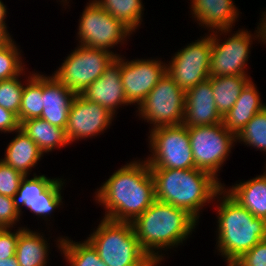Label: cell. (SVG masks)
<instances>
[{"label": "cell", "mask_w": 266, "mask_h": 266, "mask_svg": "<svg viewBox=\"0 0 266 266\" xmlns=\"http://www.w3.org/2000/svg\"><path fill=\"white\" fill-rule=\"evenodd\" d=\"M80 95L107 108L113 114H116L119 106L130 105L121 82L120 55Z\"/></svg>", "instance_id": "cell-15"}, {"label": "cell", "mask_w": 266, "mask_h": 266, "mask_svg": "<svg viewBox=\"0 0 266 266\" xmlns=\"http://www.w3.org/2000/svg\"><path fill=\"white\" fill-rule=\"evenodd\" d=\"M26 85L23 88L21 106L17 119L21 124L23 121L40 118L43 110V75L33 73L28 76Z\"/></svg>", "instance_id": "cell-25"}, {"label": "cell", "mask_w": 266, "mask_h": 266, "mask_svg": "<svg viewBox=\"0 0 266 266\" xmlns=\"http://www.w3.org/2000/svg\"><path fill=\"white\" fill-rule=\"evenodd\" d=\"M20 128V123L17 116L11 111L0 106V131L2 132H15Z\"/></svg>", "instance_id": "cell-37"}, {"label": "cell", "mask_w": 266, "mask_h": 266, "mask_svg": "<svg viewBox=\"0 0 266 266\" xmlns=\"http://www.w3.org/2000/svg\"><path fill=\"white\" fill-rule=\"evenodd\" d=\"M25 176L0 159V194L14 197Z\"/></svg>", "instance_id": "cell-33"}, {"label": "cell", "mask_w": 266, "mask_h": 266, "mask_svg": "<svg viewBox=\"0 0 266 266\" xmlns=\"http://www.w3.org/2000/svg\"><path fill=\"white\" fill-rule=\"evenodd\" d=\"M225 191L252 215L266 220V170L263 175L235 184Z\"/></svg>", "instance_id": "cell-21"}, {"label": "cell", "mask_w": 266, "mask_h": 266, "mask_svg": "<svg viewBox=\"0 0 266 266\" xmlns=\"http://www.w3.org/2000/svg\"><path fill=\"white\" fill-rule=\"evenodd\" d=\"M219 191L217 201V248L230 266L242 254L266 239V220L252 215L226 191ZM223 194V195H222ZM223 196V197H221Z\"/></svg>", "instance_id": "cell-4"}, {"label": "cell", "mask_w": 266, "mask_h": 266, "mask_svg": "<svg viewBox=\"0 0 266 266\" xmlns=\"http://www.w3.org/2000/svg\"><path fill=\"white\" fill-rule=\"evenodd\" d=\"M150 172L155 199L186 210L197 221L201 208L218 199L223 188L210 173L196 168L150 169Z\"/></svg>", "instance_id": "cell-3"}, {"label": "cell", "mask_w": 266, "mask_h": 266, "mask_svg": "<svg viewBox=\"0 0 266 266\" xmlns=\"http://www.w3.org/2000/svg\"><path fill=\"white\" fill-rule=\"evenodd\" d=\"M248 76L209 77L218 112L224 116L235 104L241 90L251 80Z\"/></svg>", "instance_id": "cell-24"}, {"label": "cell", "mask_w": 266, "mask_h": 266, "mask_svg": "<svg viewBox=\"0 0 266 266\" xmlns=\"http://www.w3.org/2000/svg\"><path fill=\"white\" fill-rule=\"evenodd\" d=\"M20 56L14 41L0 49V81L23 75L25 66Z\"/></svg>", "instance_id": "cell-31"}, {"label": "cell", "mask_w": 266, "mask_h": 266, "mask_svg": "<svg viewBox=\"0 0 266 266\" xmlns=\"http://www.w3.org/2000/svg\"><path fill=\"white\" fill-rule=\"evenodd\" d=\"M57 241L58 248L70 266H107L88 240L81 243V241L73 242L68 237L65 239L61 237Z\"/></svg>", "instance_id": "cell-26"}, {"label": "cell", "mask_w": 266, "mask_h": 266, "mask_svg": "<svg viewBox=\"0 0 266 266\" xmlns=\"http://www.w3.org/2000/svg\"><path fill=\"white\" fill-rule=\"evenodd\" d=\"M112 51L79 45L53 74L75 94H81L117 57Z\"/></svg>", "instance_id": "cell-7"}, {"label": "cell", "mask_w": 266, "mask_h": 266, "mask_svg": "<svg viewBox=\"0 0 266 266\" xmlns=\"http://www.w3.org/2000/svg\"><path fill=\"white\" fill-rule=\"evenodd\" d=\"M22 129L43 153L70 145L65 129L54 126L42 118H32L20 124Z\"/></svg>", "instance_id": "cell-23"}, {"label": "cell", "mask_w": 266, "mask_h": 266, "mask_svg": "<svg viewBox=\"0 0 266 266\" xmlns=\"http://www.w3.org/2000/svg\"><path fill=\"white\" fill-rule=\"evenodd\" d=\"M120 68L127 101L138 106L166 73V63L158 59L124 61L120 56Z\"/></svg>", "instance_id": "cell-13"}, {"label": "cell", "mask_w": 266, "mask_h": 266, "mask_svg": "<svg viewBox=\"0 0 266 266\" xmlns=\"http://www.w3.org/2000/svg\"><path fill=\"white\" fill-rule=\"evenodd\" d=\"M186 92L167 74L159 80L144 101L137 107L139 116L152 129L183 124Z\"/></svg>", "instance_id": "cell-8"}, {"label": "cell", "mask_w": 266, "mask_h": 266, "mask_svg": "<svg viewBox=\"0 0 266 266\" xmlns=\"http://www.w3.org/2000/svg\"><path fill=\"white\" fill-rule=\"evenodd\" d=\"M148 138L152 154L146 162L150 169L195 168L188 127H158L151 129Z\"/></svg>", "instance_id": "cell-6"}, {"label": "cell", "mask_w": 266, "mask_h": 266, "mask_svg": "<svg viewBox=\"0 0 266 266\" xmlns=\"http://www.w3.org/2000/svg\"><path fill=\"white\" fill-rule=\"evenodd\" d=\"M20 216L14 206L13 198L0 194V228L11 227L12 230V227L19 221Z\"/></svg>", "instance_id": "cell-35"}, {"label": "cell", "mask_w": 266, "mask_h": 266, "mask_svg": "<svg viewBox=\"0 0 266 266\" xmlns=\"http://www.w3.org/2000/svg\"><path fill=\"white\" fill-rule=\"evenodd\" d=\"M76 94L64 86L53 74L43 75L42 119L66 129L72 100Z\"/></svg>", "instance_id": "cell-17"}, {"label": "cell", "mask_w": 266, "mask_h": 266, "mask_svg": "<svg viewBox=\"0 0 266 266\" xmlns=\"http://www.w3.org/2000/svg\"><path fill=\"white\" fill-rule=\"evenodd\" d=\"M0 266H19L16 256L7 258V259H0Z\"/></svg>", "instance_id": "cell-40"}, {"label": "cell", "mask_w": 266, "mask_h": 266, "mask_svg": "<svg viewBox=\"0 0 266 266\" xmlns=\"http://www.w3.org/2000/svg\"><path fill=\"white\" fill-rule=\"evenodd\" d=\"M191 3L192 16L194 14L199 26L205 25L211 32H231L239 15L232 0H192Z\"/></svg>", "instance_id": "cell-18"}, {"label": "cell", "mask_w": 266, "mask_h": 266, "mask_svg": "<svg viewBox=\"0 0 266 266\" xmlns=\"http://www.w3.org/2000/svg\"><path fill=\"white\" fill-rule=\"evenodd\" d=\"M188 133L195 168L210 173L218 180L217 173L228 158L233 143H236V135L228 131L223 123L188 127Z\"/></svg>", "instance_id": "cell-9"}, {"label": "cell", "mask_w": 266, "mask_h": 266, "mask_svg": "<svg viewBox=\"0 0 266 266\" xmlns=\"http://www.w3.org/2000/svg\"><path fill=\"white\" fill-rule=\"evenodd\" d=\"M100 222L87 240L107 266H158L140 247L132 222Z\"/></svg>", "instance_id": "cell-5"}, {"label": "cell", "mask_w": 266, "mask_h": 266, "mask_svg": "<svg viewBox=\"0 0 266 266\" xmlns=\"http://www.w3.org/2000/svg\"><path fill=\"white\" fill-rule=\"evenodd\" d=\"M19 76L0 81V106L11 111L16 116L21 106L24 84Z\"/></svg>", "instance_id": "cell-32"}, {"label": "cell", "mask_w": 266, "mask_h": 266, "mask_svg": "<svg viewBox=\"0 0 266 266\" xmlns=\"http://www.w3.org/2000/svg\"><path fill=\"white\" fill-rule=\"evenodd\" d=\"M19 229L12 232L10 228H0V259L15 256Z\"/></svg>", "instance_id": "cell-36"}, {"label": "cell", "mask_w": 266, "mask_h": 266, "mask_svg": "<svg viewBox=\"0 0 266 266\" xmlns=\"http://www.w3.org/2000/svg\"><path fill=\"white\" fill-rule=\"evenodd\" d=\"M19 228L15 256L19 266H46L48 259V242L38 232L28 228ZM47 242V243H46Z\"/></svg>", "instance_id": "cell-22"}, {"label": "cell", "mask_w": 266, "mask_h": 266, "mask_svg": "<svg viewBox=\"0 0 266 266\" xmlns=\"http://www.w3.org/2000/svg\"><path fill=\"white\" fill-rule=\"evenodd\" d=\"M104 11L121 21L132 32L141 25L143 4L141 0H94Z\"/></svg>", "instance_id": "cell-27"}, {"label": "cell", "mask_w": 266, "mask_h": 266, "mask_svg": "<svg viewBox=\"0 0 266 266\" xmlns=\"http://www.w3.org/2000/svg\"><path fill=\"white\" fill-rule=\"evenodd\" d=\"M63 179H56L38 198L24 202V206L28 208L36 216L46 217L50 215L62 202L61 189Z\"/></svg>", "instance_id": "cell-28"}, {"label": "cell", "mask_w": 266, "mask_h": 266, "mask_svg": "<svg viewBox=\"0 0 266 266\" xmlns=\"http://www.w3.org/2000/svg\"><path fill=\"white\" fill-rule=\"evenodd\" d=\"M197 222L186 210L155 200L132 224L140 247L158 265L163 260L159 251L183 244Z\"/></svg>", "instance_id": "cell-2"}, {"label": "cell", "mask_w": 266, "mask_h": 266, "mask_svg": "<svg viewBox=\"0 0 266 266\" xmlns=\"http://www.w3.org/2000/svg\"><path fill=\"white\" fill-rule=\"evenodd\" d=\"M15 132L17 135L8 144L5 157L1 160L24 176H28L44 153L22 129L19 128Z\"/></svg>", "instance_id": "cell-20"}, {"label": "cell", "mask_w": 266, "mask_h": 266, "mask_svg": "<svg viewBox=\"0 0 266 266\" xmlns=\"http://www.w3.org/2000/svg\"><path fill=\"white\" fill-rule=\"evenodd\" d=\"M230 266H266V239L242 254Z\"/></svg>", "instance_id": "cell-34"}, {"label": "cell", "mask_w": 266, "mask_h": 266, "mask_svg": "<svg viewBox=\"0 0 266 266\" xmlns=\"http://www.w3.org/2000/svg\"><path fill=\"white\" fill-rule=\"evenodd\" d=\"M238 141L266 152V107L257 112L236 135Z\"/></svg>", "instance_id": "cell-29"}, {"label": "cell", "mask_w": 266, "mask_h": 266, "mask_svg": "<svg viewBox=\"0 0 266 266\" xmlns=\"http://www.w3.org/2000/svg\"><path fill=\"white\" fill-rule=\"evenodd\" d=\"M209 79L198 83L186 92L183 125L186 127L209 126L222 123Z\"/></svg>", "instance_id": "cell-16"}, {"label": "cell", "mask_w": 266, "mask_h": 266, "mask_svg": "<svg viewBox=\"0 0 266 266\" xmlns=\"http://www.w3.org/2000/svg\"><path fill=\"white\" fill-rule=\"evenodd\" d=\"M218 32L214 31L211 36V61L210 77L221 76H248L245 70L250 54L252 35L246 30H238L226 41L218 39ZM245 69V70H244Z\"/></svg>", "instance_id": "cell-12"}, {"label": "cell", "mask_w": 266, "mask_h": 266, "mask_svg": "<svg viewBox=\"0 0 266 266\" xmlns=\"http://www.w3.org/2000/svg\"><path fill=\"white\" fill-rule=\"evenodd\" d=\"M7 15L6 5L0 0V26H6L5 19Z\"/></svg>", "instance_id": "cell-41"}, {"label": "cell", "mask_w": 266, "mask_h": 266, "mask_svg": "<svg viewBox=\"0 0 266 266\" xmlns=\"http://www.w3.org/2000/svg\"><path fill=\"white\" fill-rule=\"evenodd\" d=\"M211 53V36L201 37L174 54L169 64H166V73L187 92L209 79Z\"/></svg>", "instance_id": "cell-11"}, {"label": "cell", "mask_w": 266, "mask_h": 266, "mask_svg": "<svg viewBox=\"0 0 266 266\" xmlns=\"http://www.w3.org/2000/svg\"><path fill=\"white\" fill-rule=\"evenodd\" d=\"M87 4L79 20V45L111 51L110 48L122 44L132 34L127 26L94 0Z\"/></svg>", "instance_id": "cell-10"}, {"label": "cell", "mask_w": 266, "mask_h": 266, "mask_svg": "<svg viewBox=\"0 0 266 266\" xmlns=\"http://www.w3.org/2000/svg\"><path fill=\"white\" fill-rule=\"evenodd\" d=\"M25 176L20 183L17 193L14 195V206L21 215V206H24V202L28 200H35L38 198L55 180L56 178H48L45 175L36 176L31 179H27Z\"/></svg>", "instance_id": "cell-30"}, {"label": "cell", "mask_w": 266, "mask_h": 266, "mask_svg": "<svg viewBox=\"0 0 266 266\" xmlns=\"http://www.w3.org/2000/svg\"><path fill=\"white\" fill-rule=\"evenodd\" d=\"M261 23H259L257 30H256V36L255 38H258L262 40V42L266 43V12H263V16L261 18ZM258 33V34H257Z\"/></svg>", "instance_id": "cell-38"}, {"label": "cell", "mask_w": 266, "mask_h": 266, "mask_svg": "<svg viewBox=\"0 0 266 266\" xmlns=\"http://www.w3.org/2000/svg\"><path fill=\"white\" fill-rule=\"evenodd\" d=\"M96 193L104 218L133 222L155 199L154 180L146 160L132 161L114 172Z\"/></svg>", "instance_id": "cell-1"}, {"label": "cell", "mask_w": 266, "mask_h": 266, "mask_svg": "<svg viewBox=\"0 0 266 266\" xmlns=\"http://www.w3.org/2000/svg\"><path fill=\"white\" fill-rule=\"evenodd\" d=\"M265 107L255 83L250 80L241 90L233 107L222 117V123L228 131L237 135L252 117Z\"/></svg>", "instance_id": "cell-19"}, {"label": "cell", "mask_w": 266, "mask_h": 266, "mask_svg": "<svg viewBox=\"0 0 266 266\" xmlns=\"http://www.w3.org/2000/svg\"><path fill=\"white\" fill-rule=\"evenodd\" d=\"M13 39L8 33L7 26H0V49L11 43Z\"/></svg>", "instance_id": "cell-39"}, {"label": "cell", "mask_w": 266, "mask_h": 266, "mask_svg": "<svg viewBox=\"0 0 266 266\" xmlns=\"http://www.w3.org/2000/svg\"><path fill=\"white\" fill-rule=\"evenodd\" d=\"M113 117L114 114L107 108L76 94L72 100L65 129L69 143L103 133L114 120Z\"/></svg>", "instance_id": "cell-14"}]
</instances>
